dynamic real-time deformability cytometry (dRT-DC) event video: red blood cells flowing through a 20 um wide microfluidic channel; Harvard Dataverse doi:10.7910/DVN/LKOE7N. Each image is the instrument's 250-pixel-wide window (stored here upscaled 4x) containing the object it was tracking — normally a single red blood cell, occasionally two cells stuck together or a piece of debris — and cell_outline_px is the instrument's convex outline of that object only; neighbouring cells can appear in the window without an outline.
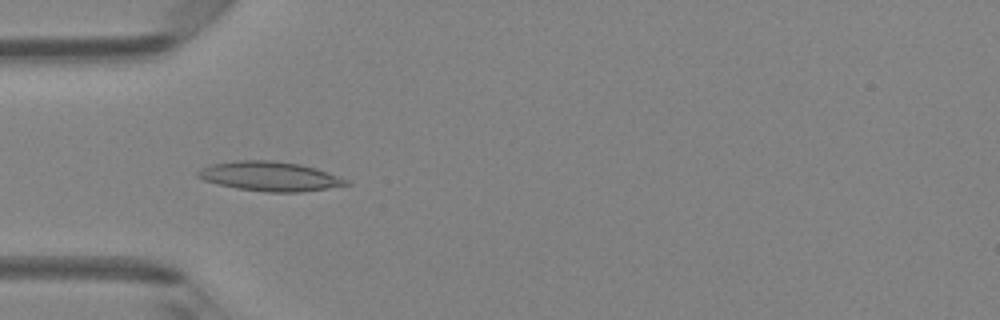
{"species": "Egyptian fruit bat (a non-hibernating species)", "species_latin": "Rousettus aegyptiacus", "temperature_condition": "room temperature", "stored_images_in_passage": 6, "camera_frame_rate_fps": 3000, "um_per_image_px": 0.085, "animal": {"sex": "female"}, "frame": {"image": 1, "passage_image": 3, "time_ms": 0.667, "image_size_px": [1000, 320], "cell_outline_px": [[352, 184], [328, 188], [300, 192], [268, 192], [236, 188], [216, 184], [204, 180], [196, 176], [196, 172], [200, 168], [212, 164], [236, 160], [272, 160], [300, 164], [316, 168], [348, 180]], "centroid_in_image_um": [22.91, 14.98], "position_along_channel_um": 62.1, "area_um2": 25.49}}
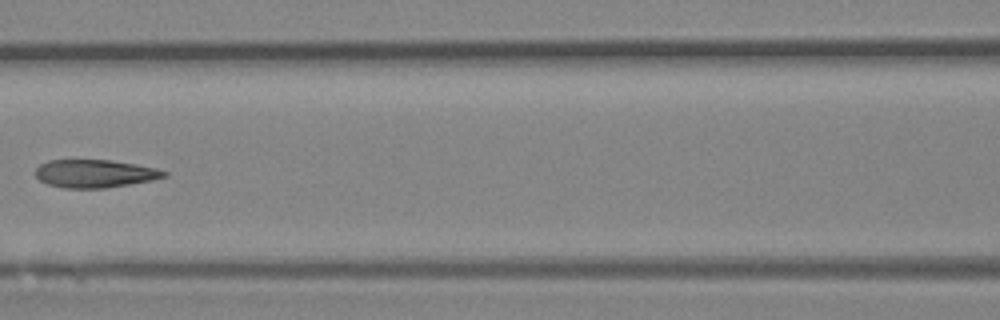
{"frame": {"image": 2, "passage_image": 5, "time_ms": 1.333, "image_size_px": [1000, 320], "cell_outline_px": [[168, 176], [152, 180], [104, 188], [64, 188], [48, 184], [40, 180], [36, 176], [36, 168], [40, 164], [48, 160], [112, 160], [136, 164], [156, 168], [168, 172]], "centroid_in_image_um": [8.07, 14.75], "position_along_channel_um": 158.5, "area_um2": 20.92}}
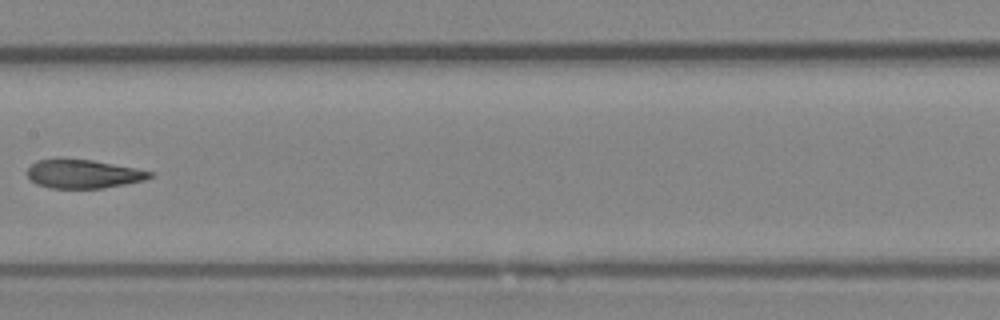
{"frame": {"image": 3, "passage_image": 6, "time_ms": 1.667, "image_size_px": [1000, 320], "cell_outline_px": [[156, 176], [144, 180], [104, 188], [48, 188], [36, 184], [28, 180], [28, 168], [36, 160], [56, 156], [64, 156], [92, 160], [136, 168], [156, 172]], "centroid_in_image_um": [7.04, 14.75], "position_along_channel_um": 200.4, "area_um2": 21.33}}